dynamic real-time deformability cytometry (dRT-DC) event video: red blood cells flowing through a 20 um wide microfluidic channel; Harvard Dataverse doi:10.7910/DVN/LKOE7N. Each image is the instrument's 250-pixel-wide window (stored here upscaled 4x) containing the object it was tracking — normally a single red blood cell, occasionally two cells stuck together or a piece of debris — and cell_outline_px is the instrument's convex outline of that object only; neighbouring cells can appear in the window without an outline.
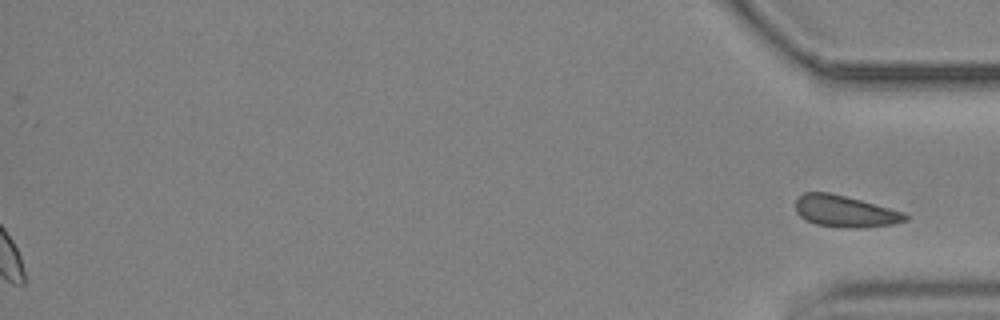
{"species": "common noctule bat (a hibernating species)", "species_latin": "Nyctalus noctula", "temperature_condition": "cold", "stored_images_in_passage": 56, "segment_of_instrument_passage": [2, 2], "camera_frame_rate_fps": 3000, "um_per_image_px": 0.085, "animal": {"sex": "male", "body_mass_g": 19.2, "forearm_length_mm": 51.8}, "frame": {"image": 1, "passage_image": 56, "time_ms": 18.333, "image_size_px": [1000, 320], "cell_outline_px": [[908, 220], [892, 224], [856, 228], [852, 228], [816, 224], [804, 220], [796, 212], [796, 200], [804, 192], [828, 192], [860, 200], [904, 212], [908, 216]], "centroid_in_image_um": [71.8, 17.96], "position_along_channel_um": 363.4, "area_um2": 19.94}}